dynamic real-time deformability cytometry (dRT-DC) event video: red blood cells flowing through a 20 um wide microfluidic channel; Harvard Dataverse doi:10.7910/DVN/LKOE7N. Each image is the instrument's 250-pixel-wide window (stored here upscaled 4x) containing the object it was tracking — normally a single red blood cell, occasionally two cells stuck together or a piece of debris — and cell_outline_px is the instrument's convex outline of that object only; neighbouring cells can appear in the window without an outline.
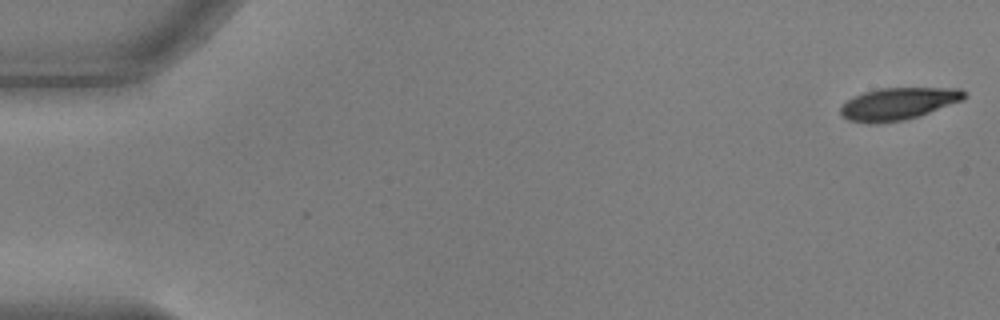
{"species": "common noctule bat (a hibernating species)", "species_latin": "Nyctalus noctula", "temperature_condition": "warm", "stored_images_in_passage": 35, "camera_frame_rate_fps": 3000, "um_per_image_px": 0.085, "animal": {"sex": "male", "body_mass_g": 17.9, "forearm_length_mm": 54.2}, "frame": {"image": 1, "passage_image": 1, "time_ms": 0.0, "image_size_px": [1000, 320], "cell_outline_px": [[968, 96], [964, 100], [920, 116], [904, 120], [876, 124], [868, 124], [848, 120], [840, 116], [840, 108], [852, 96], [864, 92], [880, 88], [960, 88], [968, 92]], "centroid_in_image_um": [76.38, 8.82], "position_along_channel_um": 8.6, "area_um2": 23.64}}
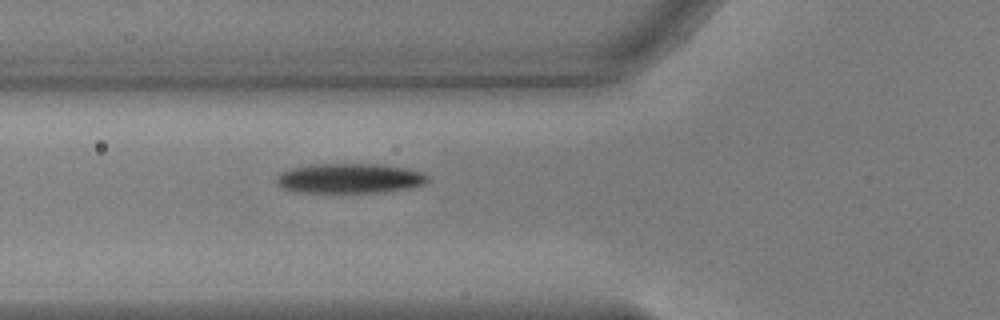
{"frame": {"image": 2, "passage_image": 20, "time_ms": 6.333, "image_size_px": [1000, 320], "cell_outline_px": [[428, 180], [424, 184], [412, 188], [384, 192], [300, 192], [284, 188], [276, 184], [276, 176], [280, 172], [292, 168], [312, 164], [376, 164], [408, 168], [424, 172], [428, 176]], "centroid_in_image_um": [29.75, 15.16], "position_along_channel_um": 96.1, "area_um2": 26.41}}
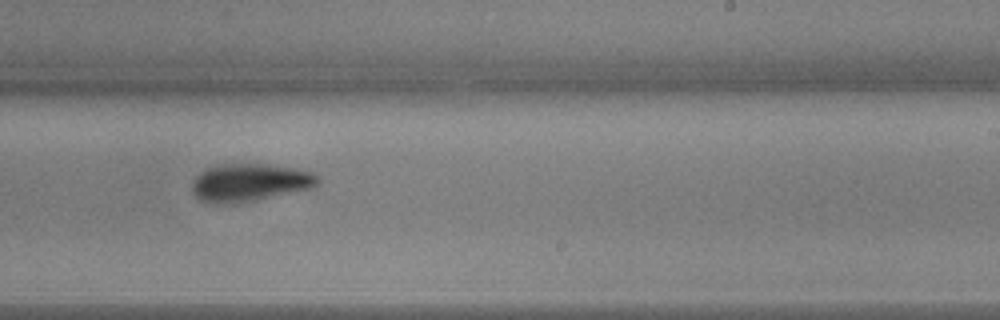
{"frame": {"image": 3, "passage_image": 34, "time_ms": 11.0, "image_size_px": [1000, 320], "cell_outline_px": [[320, 180], [312, 188], [256, 200], [236, 204], [212, 204], [200, 200], [192, 192], [192, 184], [196, 176], [200, 172], [208, 168], [228, 164], [268, 164], [296, 168], [312, 172]], "centroid_in_image_um": [21.21, 15.53], "position_along_channel_um": 267.8, "area_um2": 27.69}}